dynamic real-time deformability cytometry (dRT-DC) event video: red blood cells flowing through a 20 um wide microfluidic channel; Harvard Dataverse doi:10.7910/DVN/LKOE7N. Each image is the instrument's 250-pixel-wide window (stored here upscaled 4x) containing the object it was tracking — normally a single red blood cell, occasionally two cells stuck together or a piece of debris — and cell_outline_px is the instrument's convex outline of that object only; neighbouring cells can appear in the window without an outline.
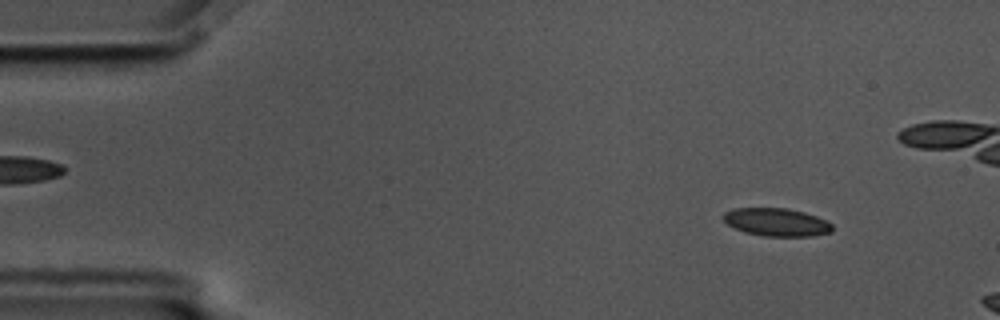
{"species": "common noctule bat (a hibernating species)", "species_latin": "Nyctalus noctula", "temperature_condition": "cold", "stored_images_in_passage": 12, "camera_frame_rate_fps": 3000, "um_per_image_px": 0.085, "animal": {"sex": "male", "body_mass_g": 17.5, "forearm_length_mm": 52.3}, "frame": {"image": 1, "passage_image": 6, "time_ms": 1.667, "image_size_px": [1000, 320], "cell_outline_px": [[832, 232], [812, 236], [764, 236], [744, 232], [728, 224], [724, 220], [724, 212], [736, 208], [788, 208], [804, 212], [816, 216], [832, 224]], "centroid_in_image_um": [66.02, 18.88], "position_along_channel_um": 19.0, "area_um2": 17.63}}